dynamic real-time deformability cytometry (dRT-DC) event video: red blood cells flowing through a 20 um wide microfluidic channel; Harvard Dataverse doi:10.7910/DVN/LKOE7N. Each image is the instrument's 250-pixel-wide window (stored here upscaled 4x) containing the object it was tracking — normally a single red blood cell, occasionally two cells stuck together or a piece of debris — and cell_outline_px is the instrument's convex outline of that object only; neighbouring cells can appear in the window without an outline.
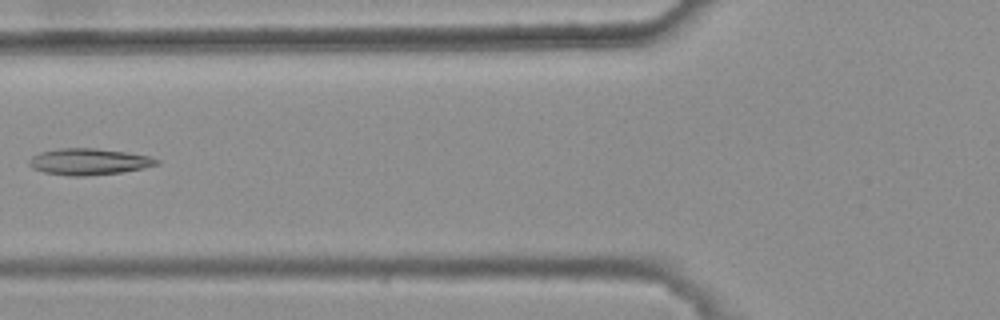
{"species": "common noctule bat (a hibernating species)", "species_latin": "Nyctalus noctula", "temperature_condition": "warm", "stored_images_in_passage": 6, "camera_frame_rate_fps": 3000, "um_per_image_px": 0.085, "animal": {"sex": "female", "body_mass_g": 25.1}, "frame": {"image": 1, "passage_image": 5, "time_ms": 1.333, "image_size_px": [1000, 320], "cell_outline_px": [[160, 164], [144, 168], [120, 172], [88, 176], [68, 176], [44, 172], [32, 168], [28, 164], [28, 160], [32, 156], [40, 152], [60, 148], [96, 148], [124, 152], [148, 156], [160, 160]], "centroid_in_image_um": [7.53, 13.74], "position_along_channel_um": 118.3, "area_um2": 19.65}}
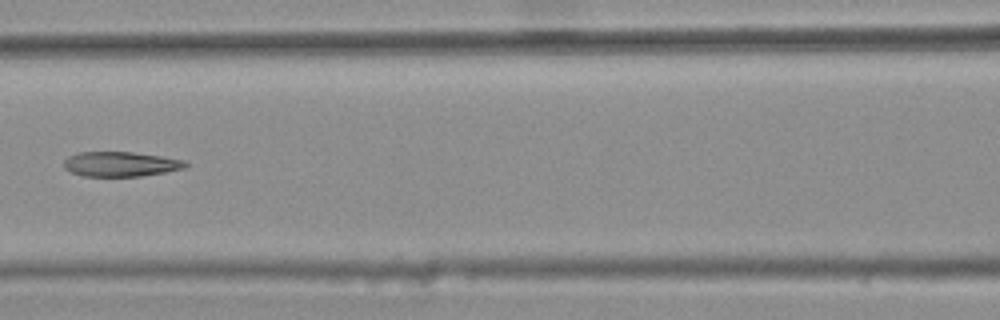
{"frame": {"image": 2, "passage_image": 6, "time_ms": 1.667, "image_size_px": [1000, 320], "cell_outline_px": [[188, 164], [184, 168], [164, 172], [140, 176], [84, 176], [72, 172], [64, 168], [64, 160], [68, 156], [80, 152], [132, 152], [160, 156], [184, 160]], "centroid_in_image_um": [10.23, 13.94], "position_along_channel_um": 156.4, "area_um2": 17.4}}